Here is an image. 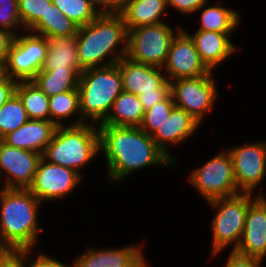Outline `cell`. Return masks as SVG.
Masks as SVG:
<instances>
[{
    "mask_svg": "<svg viewBox=\"0 0 266 267\" xmlns=\"http://www.w3.org/2000/svg\"><path fill=\"white\" fill-rule=\"evenodd\" d=\"M98 131L99 156L105 158L107 171L104 174L113 185L145 168L175 167V163L155 144L152 136L140 127L98 125Z\"/></svg>",
    "mask_w": 266,
    "mask_h": 267,
    "instance_id": "cell-1",
    "label": "cell"
},
{
    "mask_svg": "<svg viewBox=\"0 0 266 267\" xmlns=\"http://www.w3.org/2000/svg\"><path fill=\"white\" fill-rule=\"evenodd\" d=\"M42 205L28 189H0V243L7 250H37Z\"/></svg>",
    "mask_w": 266,
    "mask_h": 267,
    "instance_id": "cell-2",
    "label": "cell"
},
{
    "mask_svg": "<svg viewBox=\"0 0 266 267\" xmlns=\"http://www.w3.org/2000/svg\"><path fill=\"white\" fill-rule=\"evenodd\" d=\"M76 38L82 70L116 64L127 56L128 30L121 13H100L78 28Z\"/></svg>",
    "mask_w": 266,
    "mask_h": 267,
    "instance_id": "cell-3",
    "label": "cell"
},
{
    "mask_svg": "<svg viewBox=\"0 0 266 267\" xmlns=\"http://www.w3.org/2000/svg\"><path fill=\"white\" fill-rule=\"evenodd\" d=\"M99 154L98 125L85 123L57 126L42 157L52 164L71 168L85 178L83 169Z\"/></svg>",
    "mask_w": 266,
    "mask_h": 267,
    "instance_id": "cell-4",
    "label": "cell"
},
{
    "mask_svg": "<svg viewBox=\"0 0 266 267\" xmlns=\"http://www.w3.org/2000/svg\"><path fill=\"white\" fill-rule=\"evenodd\" d=\"M78 90L82 120L100 125L107 118L115 99L124 91L117 63L83 70Z\"/></svg>",
    "mask_w": 266,
    "mask_h": 267,
    "instance_id": "cell-5",
    "label": "cell"
},
{
    "mask_svg": "<svg viewBox=\"0 0 266 267\" xmlns=\"http://www.w3.org/2000/svg\"><path fill=\"white\" fill-rule=\"evenodd\" d=\"M258 195L252 193H239L230 197L218 198L208 201V206L214 208L211 218L210 257L217 259L225 249L235 251L244 232L246 215L250 203Z\"/></svg>",
    "mask_w": 266,
    "mask_h": 267,
    "instance_id": "cell-6",
    "label": "cell"
},
{
    "mask_svg": "<svg viewBox=\"0 0 266 267\" xmlns=\"http://www.w3.org/2000/svg\"><path fill=\"white\" fill-rule=\"evenodd\" d=\"M190 172L186 176L188 183L207 202L241 193L236 186L231 155L225 148Z\"/></svg>",
    "mask_w": 266,
    "mask_h": 267,
    "instance_id": "cell-7",
    "label": "cell"
},
{
    "mask_svg": "<svg viewBox=\"0 0 266 267\" xmlns=\"http://www.w3.org/2000/svg\"><path fill=\"white\" fill-rule=\"evenodd\" d=\"M176 26L171 27L165 19V22L159 24L130 29L127 57L138 63L162 68L172 39L182 29V25Z\"/></svg>",
    "mask_w": 266,
    "mask_h": 267,
    "instance_id": "cell-8",
    "label": "cell"
},
{
    "mask_svg": "<svg viewBox=\"0 0 266 267\" xmlns=\"http://www.w3.org/2000/svg\"><path fill=\"white\" fill-rule=\"evenodd\" d=\"M47 51L45 36L29 31L19 33L10 48L3 73L16 81L33 80L42 70Z\"/></svg>",
    "mask_w": 266,
    "mask_h": 267,
    "instance_id": "cell-9",
    "label": "cell"
},
{
    "mask_svg": "<svg viewBox=\"0 0 266 267\" xmlns=\"http://www.w3.org/2000/svg\"><path fill=\"white\" fill-rule=\"evenodd\" d=\"M214 74L170 81L174 105L187 111L201 124L213 112L220 96Z\"/></svg>",
    "mask_w": 266,
    "mask_h": 267,
    "instance_id": "cell-10",
    "label": "cell"
},
{
    "mask_svg": "<svg viewBox=\"0 0 266 267\" xmlns=\"http://www.w3.org/2000/svg\"><path fill=\"white\" fill-rule=\"evenodd\" d=\"M265 140L249 142L248 144H234L233 147L228 148L232 158L236 186L241 193L266 194L261 191L260 193L256 192L260 188L263 189L261 184L266 178Z\"/></svg>",
    "mask_w": 266,
    "mask_h": 267,
    "instance_id": "cell-11",
    "label": "cell"
},
{
    "mask_svg": "<svg viewBox=\"0 0 266 267\" xmlns=\"http://www.w3.org/2000/svg\"><path fill=\"white\" fill-rule=\"evenodd\" d=\"M85 180L77 171L40 159L33 183L28 190L41 203L62 201Z\"/></svg>",
    "mask_w": 266,
    "mask_h": 267,
    "instance_id": "cell-12",
    "label": "cell"
},
{
    "mask_svg": "<svg viewBox=\"0 0 266 267\" xmlns=\"http://www.w3.org/2000/svg\"><path fill=\"white\" fill-rule=\"evenodd\" d=\"M42 155L18 149L0 140V188L28 189Z\"/></svg>",
    "mask_w": 266,
    "mask_h": 267,
    "instance_id": "cell-13",
    "label": "cell"
},
{
    "mask_svg": "<svg viewBox=\"0 0 266 267\" xmlns=\"http://www.w3.org/2000/svg\"><path fill=\"white\" fill-rule=\"evenodd\" d=\"M162 69L169 82L182 78L201 77L212 72L202 62L193 40L183 29L172 39L167 60Z\"/></svg>",
    "mask_w": 266,
    "mask_h": 267,
    "instance_id": "cell-14",
    "label": "cell"
},
{
    "mask_svg": "<svg viewBox=\"0 0 266 267\" xmlns=\"http://www.w3.org/2000/svg\"><path fill=\"white\" fill-rule=\"evenodd\" d=\"M141 243L122 247H87L73 258V267H152Z\"/></svg>",
    "mask_w": 266,
    "mask_h": 267,
    "instance_id": "cell-15",
    "label": "cell"
},
{
    "mask_svg": "<svg viewBox=\"0 0 266 267\" xmlns=\"http://www.w3.org/2000/svg\"><path fill=\"white\" fill-rule=\"evenodd\" d=\"M200 126L202 124L191 114L174 105L168 119L151 136L155 144L175 163L176 168L179 164L177 157L168 147L180 146L189 138H194Z\"/></svg>",
    "mask_w": 266,
    "mask_h": 267,
    "instance_id": "cell-16",
    "label": "cell"
},
{
    "mask_svg": "<svg viewBox=\"0 0 266 267\" xmlns=\"http://www.w3.org/2000/svg\"><path fill=\"white\" fill-rule=\"evenodd\" d=\"M235 252L266 261V195H258L250 203L244 232Z\"/></svg>",
    "mask_w": 266,
    "mask_h": 267,
    "instance_id": "cell-17",
    "label": "cell"
},
{
    "mask_svg": "<svg viewBox=\"0 0 266 267\" xmlns=\"http://www.w3.org/2000/svg\"><path fill=\"white\" fill-rule=\"evenodd\" d=\"M125 92L140 95L155 92V89H171L162 68L138 63L127 56L117 62Z\"/></svg>",
    "mask_w": 266,
    "mask_h": 267,
    "instance_id": "cell-18",
    "label": "cell"
},
{
    "mask_svg": "<svg viewBox=\"0 0 266 267\" xmlns=\"http://www.w3.org/2000/svg\"><path fill=\"white\" fill-rule=\"evenodd\" d=\"M185 28V29H184ZM182 29L193 40L196 50L205 64L212 72L217 70V67L223 65L228 58L233 56L238 51V45L232 41L233 33H220L213 31L195 30L189 33L186 27Z\"/></svg>",
    "mask_w": 266,
    "mask_h": 267,
    "instance_id": "cell-19",
    "label": "cell"
},
{
    "mask_svg": "<svg viewBox=\"0 0 266 267\" xmlns=\"http://www.w3.org/2000/svg\"><path fill=\"white\" fill-rule=\"evenodd\" d=\"M56 128L57 126L50 120L29 119L1 140L9 146L43 155Z\"/></svg>",
    "mask_w": 266,
    "mask_h": 267,
    "instance_id": "cell-20",
    "label": "cell"
},
{
    "mask_svg": "<svg viewBox=\"0 0 266 267\" xmlns=\"http://www.w3.org/2000/svg\"><path fill=\"white\" fill-rule=\"evenodd\" d=\"M209 2L210 1L205 3L194 13L195 16L196 14L201 13L199 17L200 21L198 22L200 25L197 26L196 30L220 33L236 32V29H239L241 24L240 21L242 20L239 10L228 7L224 0H212L210 6Z\"/></svg>",
    "mask_w": 266,
    "mask_h": 267,
    "instance_id": "cell-21",
    "label": "cell"
},
{
    "mask_svg": "<svg viewBox=\"0 0 266 267\" xmlns=\"http://www.w3.org/2000/svg\"><path fill=\"white\" fill-rule=\"evenodd\" d=\"M166 11H168L167 0H130L120 13L129 31L165 22Z\"/></svg>",
    "mask_w": 266,
    "mask_h": 267,
    "instance_id": "cell-22",
    "label": "cell"
},
{
    "mask_svg": "<svg viewBox=\"0 0 266 267\" xmlns=\"http://www.w3.org/2000/svg\"><path fill=\"white\" fill-rule=\"evenodd\" d=\"M48 51L42 70L73 69L79 76L82 69L77 54L76 36L50 37Z\"/></svg>",
    "mask_w": 266,
    "mask_h": 267,
    "instance_id": "cell-23",
    "label": "cell"
},
{
    "mask_svg": "<svg viewBox=\"0 0 266 267\" xmlns=\"http://www.w3.org/2000/svg\"><path fill=\"white\" fill-rule=\"evenodd\" d=\"M144 113L139 97L123 91L115 99L107 118L100 125L140 127Z\"/></svg>",
    "mask_w": 266,
    "mask_h": 267,
    "instance_id": "cell-24",
    "label": "cell"
},
{
    "mask_svg": "<svg viewBox=\"0 0 266 267\" xmlns=\"http://www.w3.org/2000/svg\"><path fill=\"white\" fill-rule=\"evenodd\" d=\"M49 111L50 121L56 126H77L85 124L80 111L78 88L50 96ZM71 118L74 121L73 119L70 120Z\"/></svg>",
    "mask_w": 266,
    "mask_h": 267,
    "instance_id": "cell-25",
    "label": "cell"
},
{
    "mask_svg": "<svg viewBox=\"0 0 266 267\" xmlns=\"http://www.w3.org/2000/svg\"><path fill=\"white\" fill-rule=\"evenodd\" d=\"M15 94L20 98L29 119L50 120L49 97L33 81H17Z\"/></svg>",
    "mask_w": 266,
    "mask_h": 267,
    "instance_id": "cell-26",
    "label": "cell"
},
{
    "mask_svg": "<svg viewBox=\"0 0 266 267\" xmlns=\"http://www.w3.org/2000/svg\"><path fill=\"white\" fill-rule=\"evenodd\" d=\"M78 26L52 3L45 14L30 30L37 35L50 37L76 36Z\"/></svg>",
    "mask_w": 266,
    "mask_h": 267,
    "instance_id": "cell-27",
    "label": "cell"
},
{
    "mask_svg": "<svg viewBox=\"0 0 266 267\" xmlns=\"http://www.w3.org/2000/svg\"><path fill=\"white\" fill-rule=\"evenodd\" d=\"M33 81L50 97L78 88L79 75L73 69L41 70Z\"/></svg>",
    "mask_w": 266,
    "mask_h": 267,
    "instance_id": "cell-28",
    "label": "cell"
},
{
    "mask_svg": "<svg viewBox=\"0 0 266 267\" xmlns=\"http://www.w3.org/2000/svg\"><path fill=\"white\" fill-rule=\"evenodd\" d=\"M52 3L78 27L91 23L100 14L92 0H52Z\"/></svg>",
    "mask_w": 266,
    "mask_h": 267,
    "instance_id": "cell-29",
    "label": "cell"
},
{
    "mask_svg": "<svg viewBox=\"0 0 266 267\" xmlns=\"http://www.w3.org/2000/svg\"><path fill=\"white\" fill-rule=\"evenodd\" d=\"M29 120L20 98L14 93L0 107V140Z\"/></svg>",
    "mask_w": 266,
    "mask_h": 267,
    "instance_id": "cell-30",
    "label": "cell"
},
{
    "mask_svg": "<svg viewBox=\"0 0 266 267\" xmlns=\"http://www.w3.org/2000/svg\"><path fill=\"white\" fill-rule=\"evenodd\" d=\"M173 106L172 95L166 100L156 103L152 108L145 111L140 128L148 135H152L168 119Z\"/></svg>",
    "mask_w": 266,
    "mask_h": 267,
    "instance_id": "cell-31",
    "label": "cell"
},
{
    "mask_svg": "<svg viewBox=\"0 0 266 267\" xmlns=\"http://www.w3.org/2000/svg\"><path fill=\"white\" fill-rule=\"evenodd\" d=\"M23 27L29 31L45 14L52 0H18Z\"/></svg>",
    "mask_w": 266,
    "mask_h": 267,
    "instance_id": "cell-32",
    "label": "cell"
},
{
    "mask_svg": "<svg viewBox=\"0 0 266 267\" xmlns=\"http://www.w3.org/2000/svg\"><path fill=\"white\" fill-rule=\"evenodd\" d=\"M0 28L14 35L26 31L20 19L18 0H0Z\"/></svg>",
    "mask_w": 266,
    "mask_h": 267,
    "instance_id": "cell-33",
    "label": "cell"
},
{
    "mask_svg": "<svg viewBox=\"0 0 266 267\" xmlns=\"http://www.w3.org/2000/svg\"><path fill=\"white\" fill-rule=\"evenodd\" d=\"M32 252L34 253V250H26V267H73V262L65 264L51 254H46V251L45 253L35 251V256Z\"/></svg>",
    "mask_w": 266,
    "mask_h": 267,
    "instance_id": "cell-34",
    "label": "cell"
},
{
    "mask_svg": "<svg viewBox=\"0 0 266 267\" xmlns=\"http://www.w3.org/2000/svg\"><path fill=\"white\" fill-rule=\"evenodd\" d=\"M209 0H167L168 10H177V12L184 15H194V13L200 9Z\"/></svg>",
    "mask_w": 266,
    "mask_h": 267,
    "instance_id": "cell-35",
    "label": "cell"
},
{
    "mask_svg": "<svg viewBox=\"0 0 266 267\" xmlns=\"http://www.w3.org/2000/svg\"><path fill=\"white\" fill-rule=\"evenodd\" d=\"M265 261L230 251L222 267H263Z\"/></svg>",
    "mask_w": 266,
    "mask_h": 267,
    "instance_id": "cell-36",
    "label": "cell"
},
{
    "mask_svg": "<svg viewBox=\"0 0 266 267\" xmlns=\"http://www.w3.org/2000/svg\"><path fill=\"white\" fill-rule=\"evenodd\" d=\"M171 95V89H155V92L138 95L144 110L152 108L156 103L166 100Z\"/></svg>",
    "mask_w": 266,
    "mask_h": 267,
    "instance_id": "cell-37",
    "label": "cell"
},
{
    "mask_svg": "<svg viewBox=\"0 0 266 267\" xmlns=\"http://www.w3.org/2000/svg\"><path fill=\"white\" fill-rule=\"evenodd\" d=\"M0 267H26V250H7L0 257Z\"/></svg>",
    "mask_w": 266,
    "mask_h": 267,
    "instance_id": "cell-38",
    "label": "cell"
},
{
    "mask_svg": "<svg viewBox=\"0 0 266 267\" xmlns=\"http://www.w3.org/2000/svg\"><path fill=\"white\" fill-rule=\"evenodd\" d=\"M130 0H92L100 13H120Z\"/></svg>",
    "mask_w": 266,
    "mask_h": 267,
    "instance_id": "cell-39",
    "label": "cell"
},
{
    "mask_svg": "<svg viewBox=\"0 0 266 267\" xmlns=\"http://www.w3.org/2000/svg\"><path fill=\"white\" fill-rule=\"evenodd\" d=\"M15 36L10 31L0 28V65L4 66L8 57V53L13 44Z\"/></svg>",
    "mask_w": 266,
    "mask_h": 267,
    "instance_id": "cell-40",
    "label": "cell"
},
{
    "mask_svg": "<svg viewBox=\"0 0 266 267\" xmlns=\"http://www.w3.org/2000/svg\"><path fill=\"white\" fill-rule=\"evenodd\" d=\"M17 81L4 73L0 76V107L15 93Z\"/></svg>",
    "mask_w": 266,
    "mask_h": 267,
    "instance_id": "cell-41",
    "label": "cell"
},
{
    "mask_svg": "<svg viewBox=\"0 0 266 267\" xmlns=\"http://www.w3.org/2000/svg\"><path fill=\"white\" fill-rule=\"evenodd\" d=\"M7 251V249L0 243V257Z\"/></svg>",
    "mask_w": 266,
    "mask_h": 267,
    "instance_id": "cell-42",
    "label": "cell"
},
{
    "mask_svg": "<svg viewBox=\"0 0 266 267\" xmlns=\"http://www.w3.org/2000/svg\"><path fill=\"white\" fill-rule=\"evenodd\" d=\"M3 74V66L0 65V76Z\"/></svg>",
    "mask_w": 266,
    "mask_h": 267,
    "instance_id": "cell-43",
    "label": "cell"
}]
</instances>
